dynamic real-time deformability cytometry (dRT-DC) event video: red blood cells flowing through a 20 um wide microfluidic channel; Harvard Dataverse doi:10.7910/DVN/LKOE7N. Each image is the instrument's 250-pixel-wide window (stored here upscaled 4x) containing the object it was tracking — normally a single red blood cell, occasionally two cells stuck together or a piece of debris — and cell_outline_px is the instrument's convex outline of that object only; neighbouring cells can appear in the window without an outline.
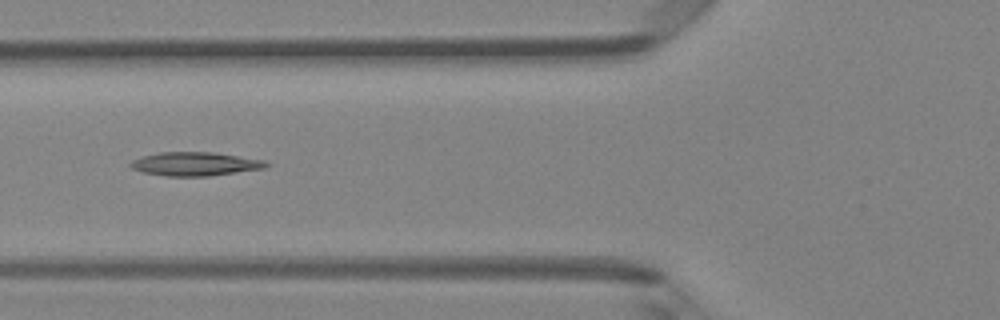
{"species": "Egyptian fruit bat (a non-hibernating species)", "species_latin": "Rousettus aegyptiacus", "temperature_condition": "room temperature", "stored_images_in_passage": 5, "camera_frame_rate_fps": 3000, "um_per_image_px": 0.085, "animal": {"sex": "female"}, "frame": {"image": 1, "passage_image": 5, "time_ms": 1.333, "image_size_px": [1000, 320], "cell_outline_px": [[272, 164], [264, 168], [208, 176], [168, 176], [144, 172], [132, 168], [128, 164], [132, 160], [144, 156], [160, 152], [212, 152], [264, 160]], "centroid_in_image_um": [16.59, 13.93], "position_along_channel_um": 109.2, "area_um2": 18.5}}